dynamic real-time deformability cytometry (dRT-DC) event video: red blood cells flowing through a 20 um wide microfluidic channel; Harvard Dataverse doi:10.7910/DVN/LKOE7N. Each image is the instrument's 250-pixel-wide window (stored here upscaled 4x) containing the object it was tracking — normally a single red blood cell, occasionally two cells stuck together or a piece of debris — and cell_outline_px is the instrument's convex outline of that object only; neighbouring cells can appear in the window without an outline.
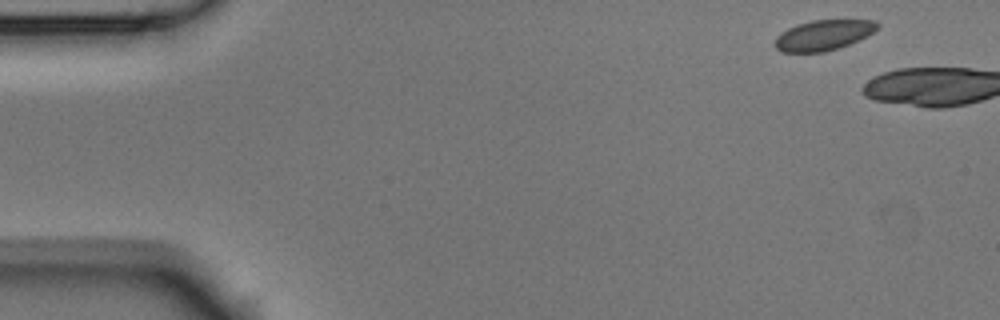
{"species": "Egyptian fruit bat (a non-hibernating species)", "species_latin": "Rousettus aegyptiacus", "temperature_condition": "room temperature", "stored_images_in_passage": 2, "camera_frame_rate_fps": 3000, "um_per_image_px": 0.085, "animal": {"sex": "male"}, "frame": {"image": 1, "passage_image": 1, "time_ms": 0.0, "image_size_px": [1000, 320], "cell_outline_px": [[880, 28], [840, 48], [824, 52], [780, 52], [776, 48], [776, 36], [780, 32], [796, 24], [812, 20], [876, 20], [880, 24]], "centroid_in_image_um": [69.98, 2.98], "position_along_channel_um": 15.0, "area_um2": 18.09}}